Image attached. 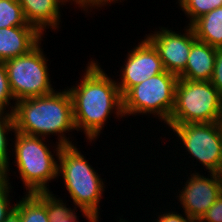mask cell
<instances>
[{
    "mask_svg": "<svg viewBox=\"0 0 222 222\" xmlns=\"http://www.w3.org/2000/svg\"><path fill=\"white\" fill-rule=\"evenodd\" d=\"M188 154L201 163L209 173L222 168V124L188 123L167 124Z\"/></svg>",
    "mask_w": 222,
    "mask_h": 222,
    "instance_id": "obj_8",
    "label": "cell"
},
{
    "mask_svg": "<svg viewBox=\"0 0 222 222\" xmlns=\"http://www.w3.org/2000/svg\"><path fill=\"white\" fill-rule=\"evenodd\" d=\"M4 180L3 172L0 170V181Z\"/></svg>",
    "mask_w": 222,
    "mask_h": 222,
    "instance_id": "obj_30",
    "label": "cell"
},
{
    "mask_svg": "<svg viewBox=\"0 0 222 222\" xmlns=\"http://www.w3.org/2000/svg\"><path fill=\"white\" fill-rule=\"evenodd\" d=\"M190 26L197 40L222 48V7L201 16Z\"/></svg>",
    "mask_w": 222,
    "mask_h": 222,
    "instance_id": "obj_16",
    "label": "cell"
},
{
    "mask_svg": "<svg viewBox=\"0 0 222 222\" xmlns=\"http://www.w3.org/2000/svg\"><path fill=\"white\" fill-rule=\"evenodd\" d=\"M52 193H27L16 202L21 222H53V211L60 205Z\"/></svg>",
    "mask_w": 222,
    "mask_h": 222,
    "instance_id": "obj_14",
    "label": "cell"
},
{
    "mask_svg": "<svg viewBox=\"0 0 222 222\" xmlns=\"http://www.w3.org/2000/svg\"><path fill=\"white\" fill-rule=\"evenodd\" d=\"M14 137V163L25 186V193H52L48 183L52 179L59 178L56 158L59 156L62 145L57 143L54 145L56 149L50 151L44 143L47 138L30 136L18 131L14 132ZM55 151L56 155H54Z\"/></svg>",
    "mask_w": 222,
    "mask_h": 222,
    "instance_id": "obj_4",
    "label": "cell"
},
{
    "mask_svg": "<svg viewBox=\"0 0 222 222\" xmlns=\"http://www.w3.org/2000/svg\"><path fill=\"white\" fill-rule=\"evenodd\" d=\"M211 84L222 95V48H217Z\"/></svg>",
    "mask_w": 222,
    "mask_h": 222,
    "instance_id": "obj_23",
    "label": "cell"
},
{
    "mask_svg": "<svg viewBox=\"0 0 222 222\" xmlns=\"http://www.w3.org/2000/svg\"><path fill=\"white\" fill-rule=\"evenodd\" d=\"M177 3L187 18H190L188 25L212 10L222 7V0H178Z\"/></svg>",
    "mask_w": 222,
    "mask_h": 222,
    "instance_id": "obj_19",
    "label": "cell"
},
{
    "mask_svg": "<svg viewBox=\"0 0 222 222\" xmlns=\"http://www.w3.org/2000/svg\"><path fill=\"white\" fill-rule=\"evenodd\" d=\"M40 45L41 41L28 53L4 61L15 102L55 91L48 72V58Z\"/></svg>",
    "mask_w": 222,
    "mask_h": 222,
    "instance_id": "obj_7",
    "label": "cell"
},
{
    "mask_svg": "<svg viewBox=\"0 0 222 222\" xmlns=\"http://www.w3.org/2000/svg\"><path fill=\"white\" fill-rule=\"evenodd\" d=\"M220 123L222 124V104H221V115H220Z\"/></svg>",
    "mask_w": 222,
    "mask_h": 222,
    "instance_id": "obj_32",
    "label": "cell"
},
{
    "mask_svg": "<svg viewBox=\"0 0 222 222\" xmlns=\"http://www.w3.org/2000/svg\"><path fill=\"white\" fill-rule=\"evenodd\" d=\"M11 100L15 101L10 89L6 66L4 61H0V111L12 113V109L8 107L9 104L12 105ZM6 107L9 110H6Z\"/></svg>",
    "mask_w": 222,
    "mask_h": 222,
    "instance_id": "obj_20",
    "label": "cell"
},
{
    "mask_svg": "<svg viewBox=\"0 0 222 222\" xmlns=\"http://www.w3.org/2000/svg\"><path fill=\"white\" fill-rule=\"evenodd\" d=\"M222 95L210 81L178 79L174 107L166 124L220 122Z\"/></svg>",
    "mask_w": 222,
    "mask_h": 222,
    "instance_id": "obj_5",
    "label": "cell"
},
{
    "mask_svg": "<svg viewBox=\"0 0 222 222\" xmlns=\"http://www.w3.org/2000/svg\"><path fill=\"white\" fill-rule=\"evenodd\" d=\"M80 3L87 9H97L96 8V0H79ZM93 7V8H92Z\"/></svg>",
    "mask_w": 222,
    "mask_h": 222,
    "instance_id": "obj_27",
    "label": "cell"
},
{
    "mask_svg": "<svg viewBox=\"0 0 222 222\" xmlns=\"http://www.w3.org/2000/svg\"><path fill=\"white\" fill-rule=\"evenodd\" d=\"M100 66L91 59L80 82L68 88L76 130H82L90 143L100 136L111 113L124 117L119 87Z\"/></svg>",
    "mask_w": 222,
    "mask_h": 222,
    "instance_id": "obj_1",
    "label": "cell"
},
{
    "mask_svg": "<svg viewBox=\"0 0 222 222\" xmlns=\"http://www.w3.org/2000/svg\"><path fill=\"white\" fill-rule=\"evenodd\" d=\"M178 79L165 71L130 88L122 96L123 115L152 114L166 125L174 107Z\"/></svg>",
    "mask_w": 222,
    "mask_h": 222,
    "instance_id": "obj_6",
    "label": "cell"
},
{
    "mask_svg": "<svg viewBox=\"0 0 222 222\" xmlns=\"http://www.w3.org/2000/svg\"><path fill=\"white\" fill-rule=\"evenodd\" d=\"M32 26L26 22L19 0H0V29Z\"/></svg>",
    "mask_w": 222,
    "mask_h": 222,
    "instance_id": "obj_18",
    "label": "cell"
},
{
    "mask_svg": "<svg viewBox=\"0 0 222 222\" xmlns=\"http://www.w3.org/2000/svg\"><path fill=\"white\" fill-rule=\"evenodd\" d=\"M186 27L183 33L159 27L158 31L145 36L157 49L165 70L177 77L185 71L192 44L197 40L192 27Z\"/></svg>",
    "mask_w": 222,
    "mask_h": 222,
    "instance_id": "obj_9",
    "label": "cell"
},
{
    "mask_svg": "<svg viewBox=\"0 0 222 222\" xmlns=\"http://www.w3.org/2000/svg\"><path fill=\"white\" fill-rule=\"evenodd\" d=\"M217 48L196 40L191 47L185 71L179 76L189 81H210Z\"/></svg>",
    "mask_w": 222,
    "mask_h": 222,
    "instance_id": "obj_15",
    "label": "cell"
},
{
    "mask_svg": "<svg viewBox=\"0 0 222 222\" xmlns=\"http://www.w3.org/2000/svg\"><path fill=\"white\" fill-rule=\"evenodd\" d=\"M124 63L120 82L116 81L121 96L135 85L166 71L157 49L146 37L128 52Z\"/></svg>",
    "mask_w": 222,
    "mask_h": 222,
    "instance_id": "obj_10",
    "label": "cell"
},
{
    "mask_svg": "<svg viewBox=\"0 0 222 222\" xmlns=\"http://www.w3.org/2000/svg\"><path fill=\"white\" fill-rule=\"evenodd\" d=\"M200 222H222V194L206 211Z\"/></svg>",
    "mask_w": 222,
    "mask_h": 222,
    "instance_id": "obj_24",
    "label": "cell"
},
{
    "mask_svg": "<svg viewBox=\"0 0 222 222\" xmlns=\"http://www.w3.org/2000/svg\"><path fill=\"white\" fill-rule=\"evenodd\" d=\"M56 199L60 205L53 211V222H79L75 212L77 209L66 207L68 205L60 197Z\"/></svg>",
    "mask_w": 222,
    "mask_h": 222,
    "instance_id": "obj_22",
    "label": "cell"
},
{
    "mask_svg": "<svg viewBox=\"0 0 222 222\" xmlns=\"http://www.w3.org/2000/svg\"><path fill=\"white\" fill-rule=\"evenodd\" d=\"M9 181H0V222H4L9 214L15 210V205H11V196L9 195L11 191V184ZM10 206V207H9Z\"/></svg>",
    "mask_w": 222,
    "mask_h": 222,
    "instance_id": "obj_21",
    "label": "cell"
},
{
    "mask_svg": "<svg viewBox=\"0 0 222 222\" xmlns=\"http://www.w3.org/2000/svg\"><path fill=\"white\" fill-rule=\"evenodd\" d=\"M66 2L77 4L83 11L89 13L79 0H19L26 22L34 26L42 35L49 27L54 31L60 28V6L66 5Z\"/></svg>",
    "mask_w": 222,
    "mask_h": 222,
    "instance_id": "obj_12",
    "label": "cell"
},
{
    "mask_svg": "<svg viewBox=\"0 0 222 222\" xmlns=\"http://www.w3.org/2000/svg\"><path fill=\"white\" fill-rule=\"evenodd\" d=\"M119 219H120V220H118L119 222H129V221L125 220V219H122V217H120Z\"/></svg>",
    "mask_w": 222,
    "mask_h": 222,
    "instance_id": "obj_31",
    "label": "cell"
},
{
    "mask_svg": "<svg viewBox=\"0 0 222 222\" xmlns=\"http://www.w3.org/2000/svg\"><path fill=\"white\" fill-rule=\"evenodd\" d=\"M57 159L58 177L63 178L74 208H79L88 222H98L100 201L106 188L100 174L75 145L62 146Z\"/></svg>",
    "mask_w": 222,
    "mask_h": 222,
    "instance_id": "obj_3",
    "label": "cell"
},
{
    "mask_svg": "<svg viewBox=\"0 0 222 222\" xmlns=\"http://www.w3.org/2000/svg\"><path fill=\"white\" fill-rule=\"evenodd\" d=\"M4 222H21L19 213L16 210H13Z\"/></svg>",
    "mask_w": 222,
    "mask_h": 222,
    "instance_id": "obj_26",
    "label": "cell"
},
{
    "mask_svg": "<svg viewBox=\"0 0 222 222\" xmlns=\"http://www.w3.org/2000/svg\"><path fill=\"white\" fill-rule=\"evenodd\" d=\"M13 103L9 107L14 115L16 131L44 138L55 134L58 135L55 143L74 145L66 136V133L76 130L72 98L67 88Z\"/></svg>",
    "mask_w": 222,
    "mask_h": 222,
    "instance_id": "obj_2",
    "label": "cell"
},
{
    "mask_svg": "<svg viewBox=\"0 0 222 222\" xmlns=\"http://www.w3.org/2000/svg\"><path fill=\"white\" fill-rule=\"evenodd\" d=\"M118 1H122V0H96V7L97 9L100 7H103L104 5H108L111 6L112 3H118ZM111 3V4H110Z\"/></svg>",
    "mask_w": 222,
    "mask_h": 222,
    "instance_id": "obj_28",
    "label": "cell"
},
{
    "mask_svg": "<svg viewBox=\"0 0 222 222\" xmlns=\"http://www.w3.org/2000/svg\"><path fill=\"white\" fill-rule=\"evenodd\" d=\"M15 132V121L13 113L0 111V170L3 172L4 180L10 181L8 176L10 171L9 160V137L8 133ZM7 134V135H6Z\"/></svg>",
    "mask_w": 222,
    "mask_h": 222,
    "instance_id": "obj_17",
    "label": "cell"
},
{
    "mask_svg": "<svg viewBox=\"0 0 222 222\" xmlns=\"http://www.w3.org/2000/svg\"><path fill=\"white\" fill-rule=\"evenodd\" d=\"M218 177H219V181H220V187L222 190V168L217 172Z\"/></svg>",
    "mask_w": 222,
    "mask_h": 222,
    "instance_id": "obj_29",
    "label": "cell"
},
{
    "mask_svg": "<svg viewBox=\"0 0 222 222\" xmlns=\"http://www.w3.org/2000/svg\"><path fill=\"white\" fill-rule=\"evenodd\" d=\"M207 175L210 176H203L196 171L191 173L182 190L178 192V201L184 214L195 220H200L222 194L218 174Z\"/></svg>",
    "mask_w": 222,
    "mask_h": 222,
    "instance_id": "obj_11",
    "label": "cell"
},
{
    "mask_svg": "<svg viewBox=\"0 0 222 222\" xmlns=\"http://www.w3.org/2000/svg\"><path fill=\"white\" fill-rule=\"evenodd\" d=\"M158 218V219H157ZM155 220H153V222H195L196 220L190 216H188L186 213H185V216L184 214H180V213H177L176 211L173 212H165L164 213L160 212V215L158 214V217H157Z\"/></svg>",
    "mask_w": 222,
    "mask_h": 222,
    "instance_id": "obj_25",
    "label": "cell"
},
{
    "mask_svg": "<svg viewBox=\"0 0 222 222\" xmlns=\"http://www.w3.org/2000/svg\"><path fill=\"white\" fill-rule=\"evenodd\" d=\"M44 36L34 26L0 29V61L28 53Z\"/></svg>",
    "mask_w": 222,
    "mask_h": 222,
    "instance_id": "obj_13",
    "label": "cell"
}]
</instances>
